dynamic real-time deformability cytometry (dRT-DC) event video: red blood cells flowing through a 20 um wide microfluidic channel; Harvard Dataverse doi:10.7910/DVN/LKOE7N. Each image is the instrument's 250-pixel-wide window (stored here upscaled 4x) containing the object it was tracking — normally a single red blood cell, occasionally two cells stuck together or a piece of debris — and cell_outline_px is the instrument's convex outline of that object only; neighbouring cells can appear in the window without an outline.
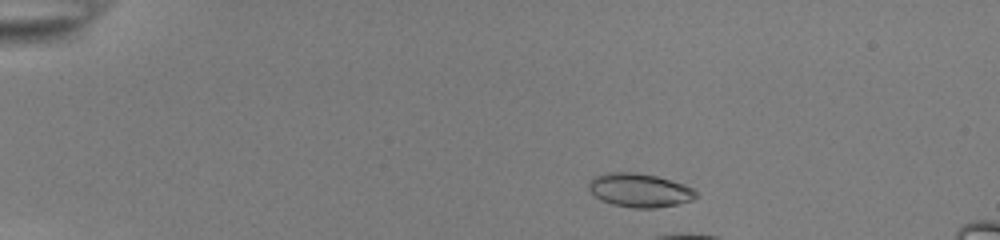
{"species": "common noctule bat (a hibernating species)", "species_latin": "Nyctalus noctula", "temperature_condition": "room temperature", "stored_images_in_passage": 21, "camera_frame_rate_fps": 3000, "um_per_image_px": 0.085, "animal": {"sex": "female", "body_mass_g": 22.0, "forearm_length_mm": 56.7}, "frame": {"image": 1, "passage_image": 10, "time_ms": 3.0, "image_size_px": [1000, 240], "cell_outline_px": [[696, 196], [692, 200], [676, 204], [656, 208], [632, 208], [612, 204], [600, 200], [588, 188], [588, 180], [592, 176], [608, 172], [636, 172], [656, 176], [684, 184], [692, 188], [696, 192]], "centroid_in_image_um": [54.31, 16.16], "position_along_channel_um": 30.7, "area_um2": 21.15}}